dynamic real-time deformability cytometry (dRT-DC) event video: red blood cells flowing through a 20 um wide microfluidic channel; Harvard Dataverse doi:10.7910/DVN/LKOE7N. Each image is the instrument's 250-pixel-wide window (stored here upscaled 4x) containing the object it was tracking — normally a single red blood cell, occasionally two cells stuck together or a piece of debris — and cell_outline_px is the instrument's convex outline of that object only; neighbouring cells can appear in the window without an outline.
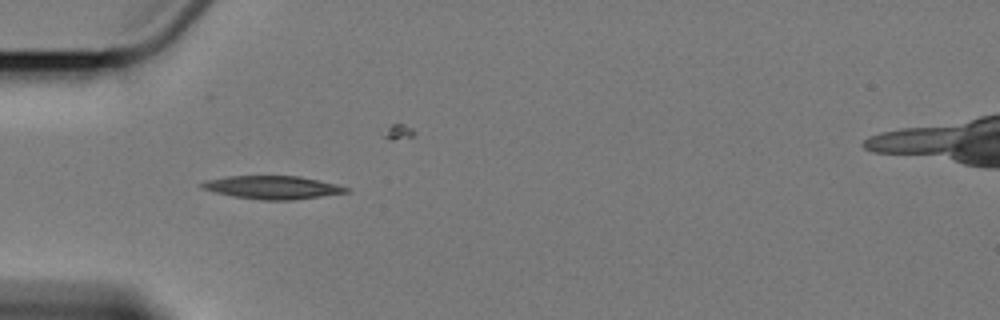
{"species": "Egyptian fruit bat (a non-hibernating species)", "species_latin": "Rousettus aegyptiacus", "temperature_condition": "cold", "stored_images_in_passage": 8, "camera_frame_rate_fps": 3000, "um_per_image_px": 0.085, "animal": {"sex": "female"}, "frame": {"image": 1, "passage_image": 6, "time_ms": 6.0, "image_size_px": [1000, 320], "cell_outline_px": [[348, 192], [292, 200], [260, 200], [232, 196], [200, 188], [200, 184], [208, 180], [228, 176], [300, 176], [336, 184], [348, 188]], "centroid_in_image_um": [23.14, 15.93], "position_along_channel_um": 61.9, "area_um2": 19.25}}
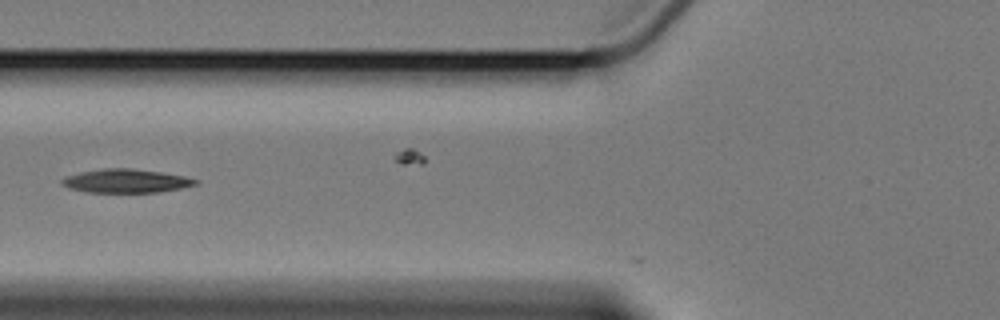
{"frame": {"image": 2, "passage_image": 7, "time_ms": 7.667, "image_size_px": [1000, 320], "cell_outline_px": [[200, 180], [196, 184], [180, 188], [156, 192], [84, 192], [68, 188], [60, 184], [60, 180], [64, 176], [80, 172], [104, 168], [132, 168], [160, 172], [184, 176]], "centroid_in_image_um": [10.64, 15.37], "position_along_channel_um": 115.2, "area_um2": 18.44}}